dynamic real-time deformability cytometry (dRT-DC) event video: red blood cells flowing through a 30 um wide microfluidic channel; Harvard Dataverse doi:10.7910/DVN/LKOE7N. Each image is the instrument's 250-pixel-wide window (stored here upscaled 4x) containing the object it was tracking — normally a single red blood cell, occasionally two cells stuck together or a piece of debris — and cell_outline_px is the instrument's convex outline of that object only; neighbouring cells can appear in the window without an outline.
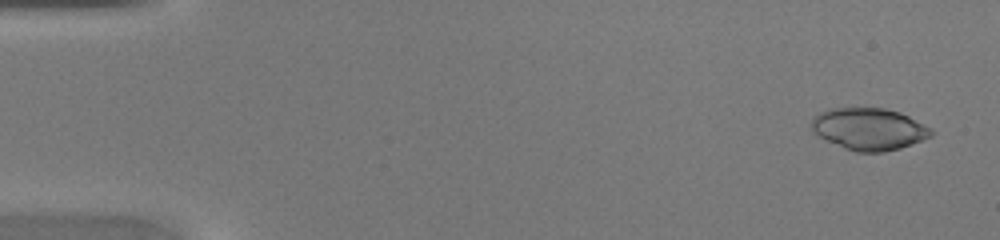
{"species": "common noctule bat (a hibernating species)", "species_latin": "Nyctalus noctula", "temperature_condition": "warm", "stored_images_in_passage": 37, "camera_frame_rate_fps": 3000, "um_per_image_px": 0.085, "animal": {"sex": "female", "body_mass_g": 20.0, "forearm_length_mm": 54.0}, "frame": {"image": 1, "passage_image": 2, "time_ms": 0.333, "image_size_px": [1000, 240], "cell_outline_px": [[936, 132], [932, 136], [900, 148], [884, 152], [856, 152], [844, 148], [812, 132], [812, 116], [828, 108], [884, 108], [900, 112], [932, 128]], "centroid_in_image_um": [73.88, 10.96], "position_along_channel_um": 11.1, "area_um2": 29.3}}